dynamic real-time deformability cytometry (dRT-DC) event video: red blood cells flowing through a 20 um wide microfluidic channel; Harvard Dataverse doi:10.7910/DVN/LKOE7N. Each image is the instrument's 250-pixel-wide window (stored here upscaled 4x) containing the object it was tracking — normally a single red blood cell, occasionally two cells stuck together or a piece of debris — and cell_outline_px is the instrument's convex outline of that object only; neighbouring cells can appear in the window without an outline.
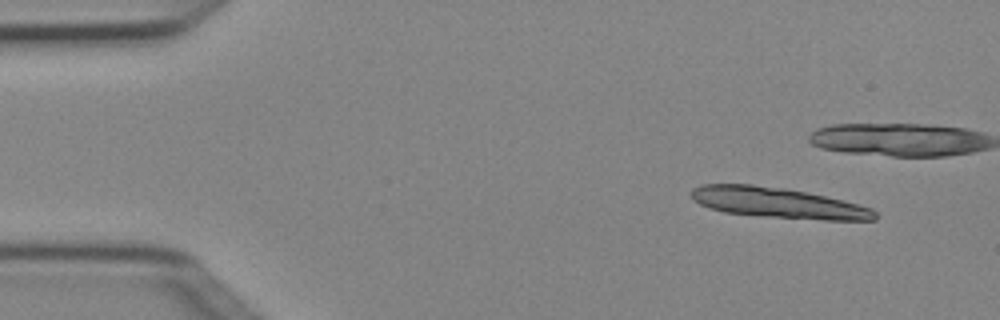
{"species": "Egyptian fruit bat (a non-hibernating species)", "species_latin": "Rousettus aegyptiacus", "temperature_condition": "cold", "stored_images_in_passage": 5, "camera_frame_rate_fps": 3000, "um_per_image_px": 0.085, "animal": {"sex": "female"}, "frame": {"image": 1, "passage_image": 1, "time_ms": 0.0, "image_size_px": [1000, 320], "cell_outline_px": [[876, 220], [824, 220], [764, 216], [724, 212], [700, 204], [692, 200], [692, 188], [700, 184], [752, 184], [784, 188], [808, 192], [844, 200], [872, 208], [876, 212]], "centroid_in_image_um": [66.15, 17.23], "position_along_channel_um": 18.9, "area_um2": 32.6}}